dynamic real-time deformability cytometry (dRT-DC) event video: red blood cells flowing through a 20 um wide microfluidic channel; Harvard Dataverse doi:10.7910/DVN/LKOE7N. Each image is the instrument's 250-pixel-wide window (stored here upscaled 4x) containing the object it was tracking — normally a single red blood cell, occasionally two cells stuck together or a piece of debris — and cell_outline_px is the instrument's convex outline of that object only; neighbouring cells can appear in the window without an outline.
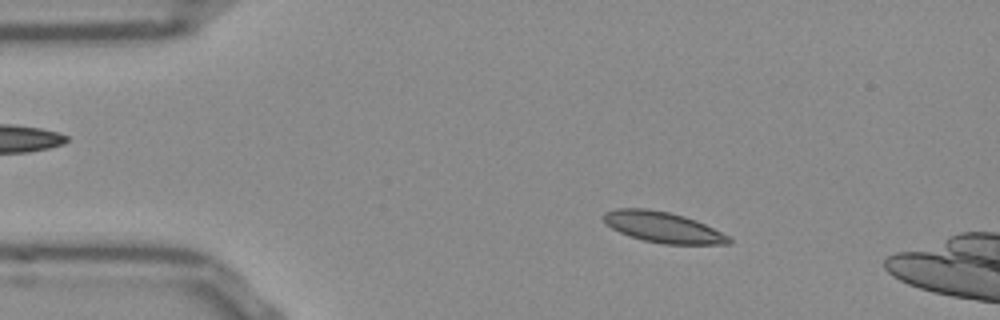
{"species": "Egyptian fruit bat (a non-hibernating species)", "species_latin": "Rousettus aegyptiacus", "temperature_condition": "room temperature", "stored_images_in_passage": 14, "camera_frame_rate_fps": 3000, "um_per_image_px": 0.085, "frame": {"image": 1, "passage_image": 8, "time_ms": 2.333, "image_size_px": [1000, 320], "cell_outline_px": [[732, 240], [728, 244], [664, 244], [644, 240], [628, 236], [604, 224], [604, 212], [616, 208], [648, 208], [668, 212], [684, 216], [696, 220], [728, 236]], "centroid_in_image_um": [56.3, 19.3], "position_along_channel_um": 28.7, "area_um2": 22.31}}